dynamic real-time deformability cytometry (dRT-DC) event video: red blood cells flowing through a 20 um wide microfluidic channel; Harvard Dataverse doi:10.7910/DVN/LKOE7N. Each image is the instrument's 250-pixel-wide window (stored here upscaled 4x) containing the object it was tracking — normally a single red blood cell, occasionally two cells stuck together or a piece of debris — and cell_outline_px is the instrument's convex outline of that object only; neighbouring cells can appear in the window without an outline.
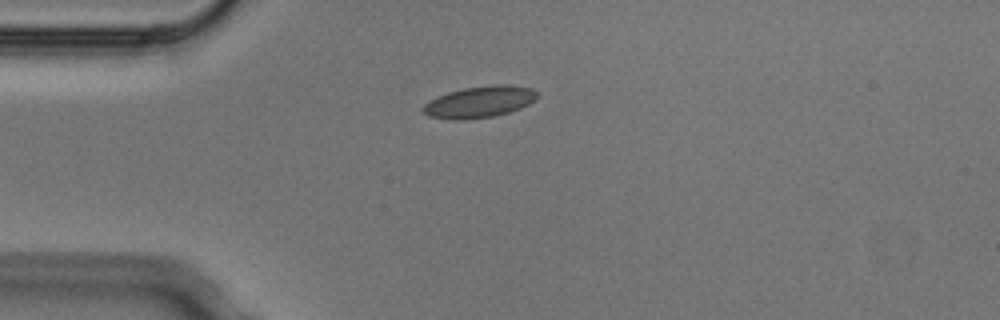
{"species": "Egyptian fruit bat (a non-hibernating species)", "species_latin": "Rousettus aegyptiacus", "temperature_condition": "cold", "stored_images_in_passage": 3, "camera_frame_rate_fps": 3000, "um_per_image_px": 0.085, "animal": {"sex": "male"}, "frame": {"image": 1, "passage_image": 1, "time_ms": 0.0, "image_size_px": [1000, 320], "cell_outline_px": [[536, 96], [528, 104], [520, 108], [508, 112], [492, 116], [460, 120], [452, 120], [428, 116], [420, 108], [428, 100], [436, 96], [448, 92], [464, 88], [492, 84], [508, 84], [532, 88], [536, 92]], "centroid_in_image_um": [40.69, 8.65], "position_along_channel_um": 44.3, "area_um2": 20.92}}
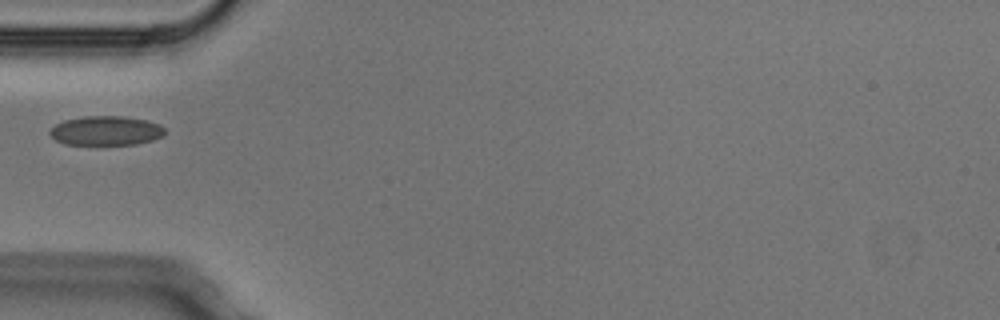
{"frame": {"image": 2, "passage_image": 2, "time_ms": 0.333, "image_size_px": [1000, 320], "cell_outline_px": [[168, 132], [164, 136], [152, 140], [136, 144], [64, 144], [56, 140], [48, 132], [56, 124], [64, 120], [84, 116], [124, 116], [148, 120], [160, 124]], "centroid_in_image_um": [9.06, 11.1], "position_along_channel_um": 75.9, "area_um2": 19.77}}